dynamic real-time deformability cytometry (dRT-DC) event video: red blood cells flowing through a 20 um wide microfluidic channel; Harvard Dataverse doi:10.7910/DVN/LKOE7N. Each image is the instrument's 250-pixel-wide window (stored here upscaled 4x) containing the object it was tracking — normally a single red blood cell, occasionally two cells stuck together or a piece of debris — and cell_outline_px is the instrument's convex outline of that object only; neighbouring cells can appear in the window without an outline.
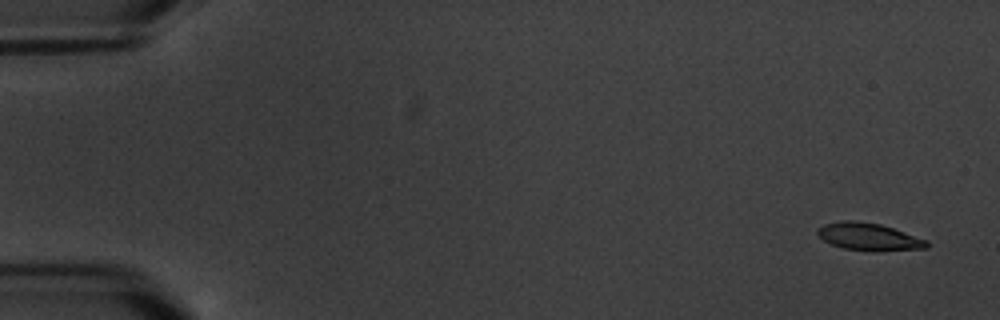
{"species": "common noctule bat (a hibernating species)", "species_latin": "Nyctalus noctula", "temperature_condition": "warm", "stored_images_in_passage": 6, "segment_of_instrument_passage": [2, 2], "camera_frame_rate_fps": 3000, "um_per_image_px": 0.085, "animal": {"sex": "male", "body_mass_g": 20.1, "forearm_length_mm": 53.5}, "frame": {"image": 1, "passage_image": 6, "time_ms": 6.0, "image_size_px": [1000, 320], "cell_outline_px": [[928, 248], [872, 252], [844, 248], [832, 244], [824, 240], [816, 232], [824, 224], [840, 220], [852, 220], [880, 224], [928, 240]], "centroid_in_image_um": [73.87, 20.13], "position_along_channel_um": 11.1, "area_um2": 17.4}}